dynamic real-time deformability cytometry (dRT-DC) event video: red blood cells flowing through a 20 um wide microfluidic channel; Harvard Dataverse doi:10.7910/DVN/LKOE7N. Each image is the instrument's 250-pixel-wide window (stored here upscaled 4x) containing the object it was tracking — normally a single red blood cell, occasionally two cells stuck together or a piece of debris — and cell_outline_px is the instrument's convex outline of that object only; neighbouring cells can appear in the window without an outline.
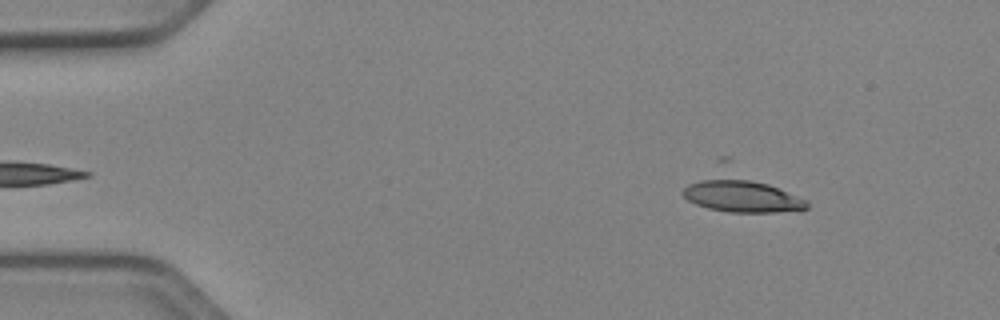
{"species": "Egyptian fruit bat (a non-hibernating species)", "species_latin": "Rousettus aegyptiacus", "temperature_condition": "cold", "stored_images_in_passage": 47, "camera_frame_rate_fps": 3000, "um_per_image_px": 0.085, "animal": {"sex": "female"}, "frame": {"image": 1, "passage_image": 4, "time_ms": 1.0, "image_size_px": [1000, 320], "cell_outline_px": [[808, 208], [800, 212], [728, 212], [708, 208], [696, 204], [688, 200], [680, 192], [688, 184], [716, 176], [728, 176], [768, 184], [808, 200]], "centroid_in_image_um": [63.09, 16.67], "position_along_channel_um": 21.9, "area_um2": 23.58}}
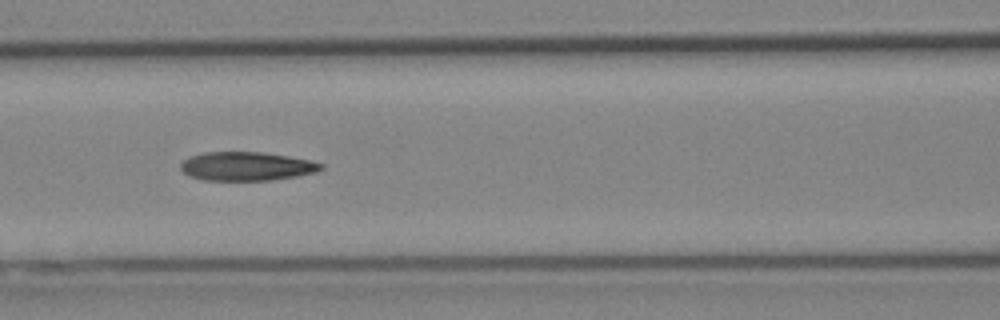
{"frame": {"image": 2, "passage_image": 20, "time_ms": 6.333, "image_size_px": [1000, 320], "cell_outline_px": [[324, 168], [316, 172], [296, 176], [272, 180], [204, 180], [188, 176], [180, 168], [180, 164], [184, 160], [192, 156], [204, 152], [260, 152], [288, 156], [308, 160], [324, 164]], "centroid_in_image_um": [20.95, 14.14], "position_along_channel_um": 145.6, "area_um2": 23.41}}
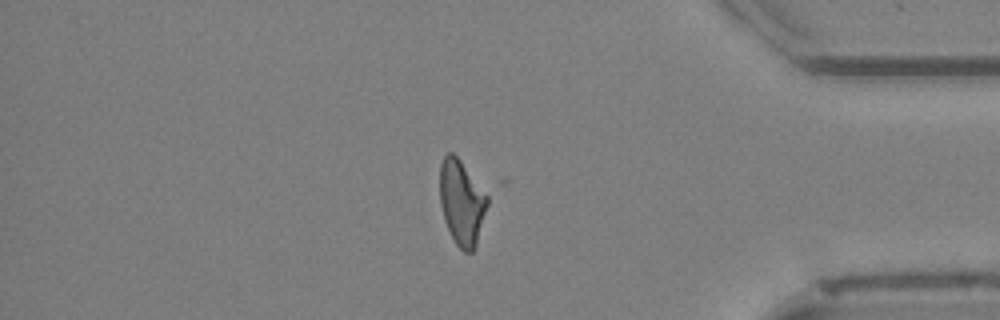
{"frame": {"image": 3, "passage_image": 41, "time_ms": 13.333, "image_size_px": [1000, 320], "cell_outline_px": [[488, 204], [476, 244], [472, 252], [464, 252], [456, 244], [444, 220], [440, 204], [440, 164], [444, 156], [448, 152], [452, 152], [460, 160], [488, 196]], "centroid_in_image_um": [39.23, 17.2], "position_along_channel_um": 396.0, "area_um2": 23.24}, "authors_computed_cell_mechanics": {"area_um2": 23.6402, "velocity_mm_per_s": 3.9675, "shape_relaxation_time_tau1_ms": 8.7789, "shape_relaxation_time_tau2_ms": 4.371, "deformation_change_tau1": 0.2026, "deformation_change_tau2": 0.1363}}